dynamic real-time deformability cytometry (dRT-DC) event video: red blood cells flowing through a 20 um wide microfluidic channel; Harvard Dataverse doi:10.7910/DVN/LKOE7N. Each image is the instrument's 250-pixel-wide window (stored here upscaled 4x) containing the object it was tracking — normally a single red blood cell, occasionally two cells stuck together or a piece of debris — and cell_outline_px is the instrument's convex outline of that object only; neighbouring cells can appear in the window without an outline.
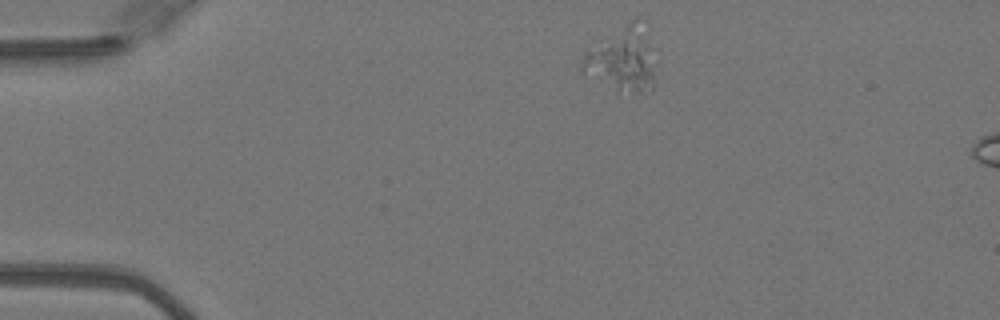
{"species": "Egyptian fruit bat (a non-hibernating species)", "species_latin": "Rousettus aegyptiacus", "temperature_condition": "warm", "stored_images_in_passage": 5, "camera_frame_rate_fps": 3000, "um_per_image_px": 0.085, "animal": {"sex": "female"}, "frame": {"image": 1, "passage_image": 1, "time_ms": 0.0, "image_size_px": [1000, 320], "cell_outline_px": [[652, 88], [640, 92], [636, 92], [616, 88], [580, 72], [580, 64], [584, 52], [592, 40], [636, 16], [640, 16], [652, 48]], "centroid_in_image_um": [52.8, 4.89], "position_along_channel_um": 32.2, "area_um2": 27.8}}